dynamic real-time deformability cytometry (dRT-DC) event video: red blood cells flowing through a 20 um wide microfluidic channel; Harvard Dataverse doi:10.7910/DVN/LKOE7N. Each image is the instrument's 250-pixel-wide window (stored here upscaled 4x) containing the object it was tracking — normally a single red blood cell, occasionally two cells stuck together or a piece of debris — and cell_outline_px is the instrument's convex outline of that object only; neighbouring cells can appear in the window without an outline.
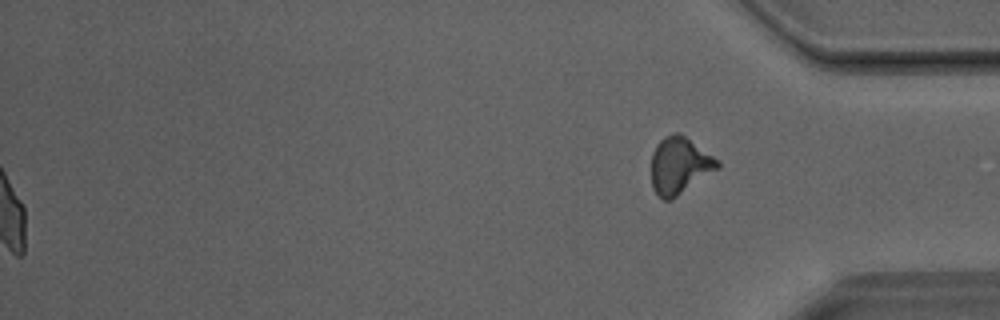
{"species": "Egyptian fruit bat (a non-hibernating species)", "species_latin": "Rousettus aegyptiacus", "temperature_condition": "room temperature", "stored_images_in_passage": 41, "segment_of_instrument_passage": [2, 2], "camera_frame_rate_fps": 3000, "um_per_image_px": 0.085, "animal": {"sex": "male"}, "frame": {"image": 1, "passage_image": 41, "time_ms": 13.333, "image_size_px": [1000, 320], "cell_outline_px": [[720, 168], [676, 196], [668, 200], [664, 200], [652, 188], [652, 152], [656, 144], [664, 136], [676, 132], [680, 132], [720, 160]], "centroid_in_image_um": [57.78, 14.03], "position_along_channel_um": 377.4, "area_um2": 21.91}}